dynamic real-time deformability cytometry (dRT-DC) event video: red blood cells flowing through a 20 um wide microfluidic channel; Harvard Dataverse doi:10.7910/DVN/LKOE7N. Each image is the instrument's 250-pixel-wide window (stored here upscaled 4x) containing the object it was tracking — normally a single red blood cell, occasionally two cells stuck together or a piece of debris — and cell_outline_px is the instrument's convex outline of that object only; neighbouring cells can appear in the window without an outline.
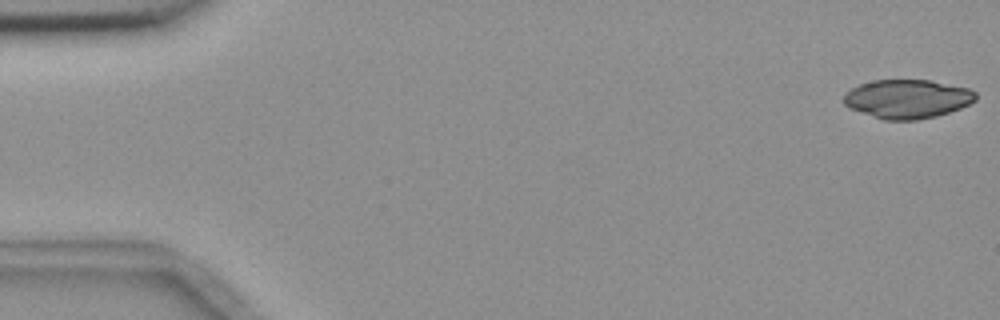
{"species": "common noctule bat (a hibernating species)", "species_latin": "Nyctalus noctula", "temperature_condition": "room temperature", "stored_images_in_passage": 5, "camera_frame_rate_fps": 3000, "um_per_image_px": 0.085, "animal": {"sex": "female", "body_mass_g": 18.4}, "frame": {"image": 1, "passage_image": 1, "time_ms": 0.0, "image_size_px": [1000, 320], "cell_outline_px": [[976, 100], [960, 108], [936, 116], [916, 120], [884, 120], [848, 108], [844, 104], [844, 96], [852, 88], [860, 84], [872, 80], [932, 80], [968, 88], [976, 92]], "centroid_in_image_um": [77.12, 8.4], "position_along_channel_um": 7.9, "area_um2": 29.82}}